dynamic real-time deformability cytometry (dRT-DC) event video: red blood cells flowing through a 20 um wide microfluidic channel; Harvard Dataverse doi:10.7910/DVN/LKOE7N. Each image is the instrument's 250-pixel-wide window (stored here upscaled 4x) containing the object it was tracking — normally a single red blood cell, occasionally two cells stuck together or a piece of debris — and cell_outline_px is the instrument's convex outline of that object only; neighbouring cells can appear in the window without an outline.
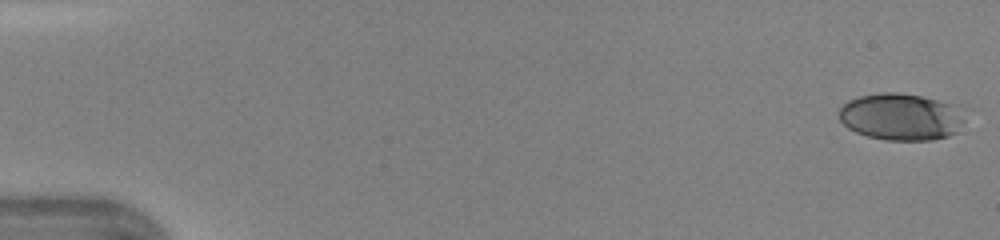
{"species": "human", "species_latin": "Homo sapiens", "temperature_condition": "warm", "stored_images_in_passage": 44, "camera_frame_rate_fps": 3000, "um_per_image_px": 0.085, "donor": {"sex": "female"}, "frame": {"image": 1, "passage_image": 1, "time_ms": 0.0, "image_size_px": [1000, 240], "cell_outline_px": [[972, 108], [956, 132], [948, 136], [932, 140], [884, 140], [868, 136], [856, 132], [848, 128], [840, 120], [840, 108], [848, 100], [860, 96], [884, 92], [900, 92], [968, 104]], "centroid_in_image_um": [76.77, 9.89], "position_along_channel_um": 8.2, "area_um2": 35.72}}
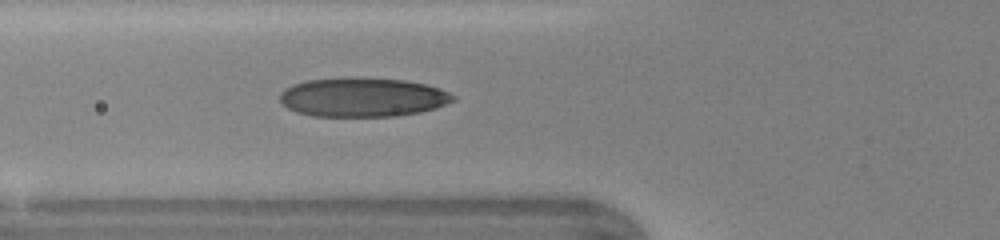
{"frame": {"image": 2, "passage_image": 17, "time_ms": 5.333, "image_size_px": [1000, 240], "cell_outline_px": [[456, 100], [436, 108], [420, 112], [400, 116], [312, 116], [296, 112], [288, 108], [280, 100], [280, 92], [284, 88], [292, 84], [308, 80], [404, 80], [424, 84], [440, 88], [456, 96]], "centroid_in_image_um": [30.85, 8.31], "position_along_channel_um": 94.9, "area_um2": 38.55}}
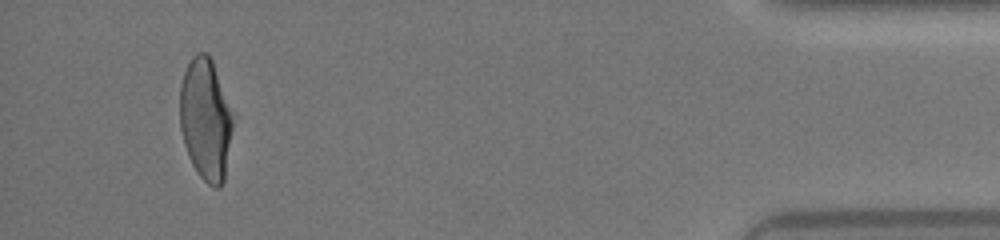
{"frame": {"image": 3, "passage_image": 42, "time_ms": 13.667, "image_size_px": [1000, 240], "cell_outline_px": [[236, 120], [224, 180], [220, 188], [216, 188], [208, 184], [200, 176], [192, 164], [188, 156], [184, 144], [180, 128], [180, 84], [184, 72], [192, 56], [196, 52], [208, 52], [212, 60], [236, 116]], "centroid_in_image_um": [17.52, 10.13], "position_along_channel_um": 417.7, "area_um2": 38.73}}